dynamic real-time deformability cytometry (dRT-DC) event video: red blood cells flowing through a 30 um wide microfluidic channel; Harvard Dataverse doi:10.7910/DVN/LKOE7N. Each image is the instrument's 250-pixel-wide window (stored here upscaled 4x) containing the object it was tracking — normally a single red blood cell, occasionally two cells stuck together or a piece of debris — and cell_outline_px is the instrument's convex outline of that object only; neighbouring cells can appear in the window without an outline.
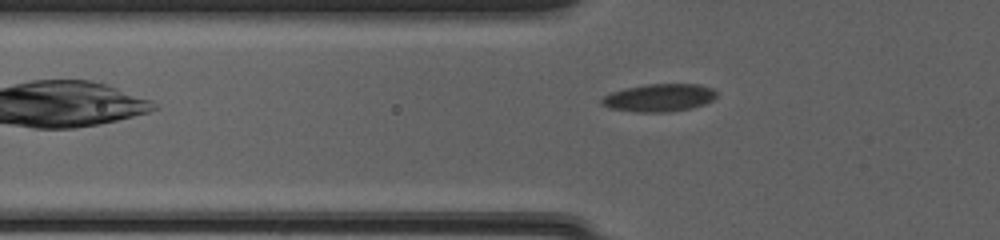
{"species": "common noctule bat (a hibernating species)", "species_latin": "Nyctalus noctula", "temperature_condition": "cold", "stored_images_in_passage": 37, "camera_frame_rate_fps": 3000, "um_per_image_px": 0.085, "animal": {"sex": "female", "body_mass_g": 20.0, "forearm_length_mm": 54.0}, "frame": {"image": 1, "passage_image": 2, "time_ms": 0.333, "image_size_px": [1000, 240], "cell_outline_px": [[716, 96], [712, 100], [704, 104], [688, 108], [668, 112], [636, 112], [612, 108], [600, 104], [600, 100], [604, 96], [612, 92], [628, 88], [648, 84], [700, 84], [712, 88], [716, 92]], "centroid_in_image_um": [56.03, 8.3], "position_along_channel_um": 69.8, "area_um2": 18.32}}
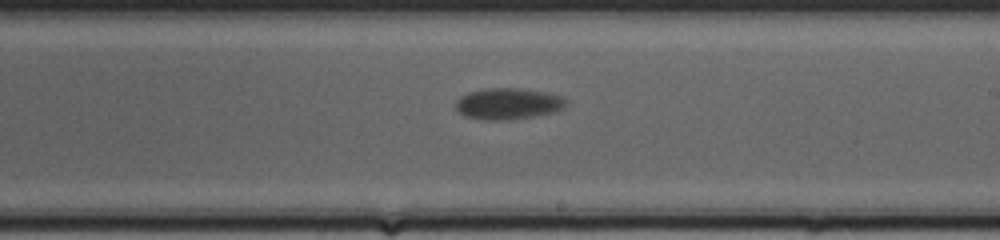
{"frame": {"image": 2, "passage_image": 16, "time_ms": 5.0, "image_size_px": [1000, 240], "cell_outline_px": [[564, 104], [560, 108], [552, 112], [532, 116], [508, 120], [484, 120], [468, 116], [460, 112], [456, 108], [456, 100], [460, 96], [468, 92], [488, 88], [516, 88], [544, 92], [560, 96], [564, 100]], "centroid_in_image_um": [43.11, 8.81], "position_along_channel_um": 245.9, "area_um2": 19.59}}
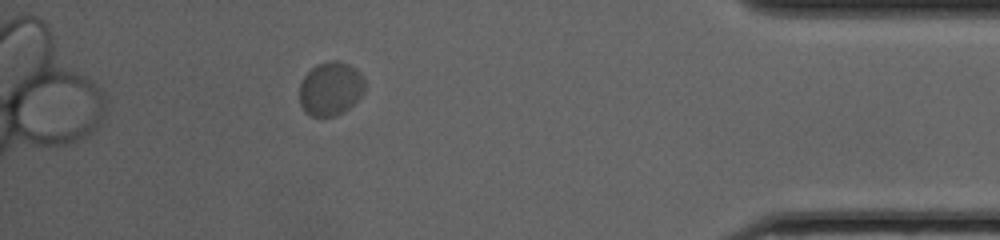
{"frame": {"image": 3, "passage_image": 32, "time_ms": 10.333, "image_size_px": [1000, 240], "cell_outline_px": [[364, 92], [348, 108], [332, 116], [312, 116], [304, 112], [300, 104], [300, 84], [304, 76], [316, 64], [332, 60], [336, 60], [348, 64], [356, 68], [364, 80]], "centroid_in_image_um": [28.08, 7.52], "position_along_channel_um": 407.1, "area_um2": 20.23}, "authors_computed_cell_mechanics": {"area_um2": 19.7676, "velocity_mm_per_s": 3.807, "shape_relaxation_time_tau1_ms": 1.7531, "shape_relaxation_time_tau2_ms": null, "deformation_change_tau1": 0.0827, "deformation_change_tau2": null}}